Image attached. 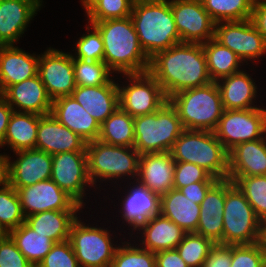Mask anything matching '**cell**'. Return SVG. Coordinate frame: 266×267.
<instances>
[{
    "instance_id": "ac0fdd59",
    "label": "cell",
    "mask_w": 266,
    "mask_h": 267,
    "mask_svg": "<svg viewBox=\"0 0 266 267\" xmlns=\"http://www.w3.org/2000/svg\"><path fill=\"white\" fill-rule=\"evenodd\" d=\"M123 185L125 187L122 193L126 191V194L120 197L122 201L119 205L122 208L120 211L118 209V212L121 213L120 217L123 220L121 223L130 228L127 230H132L130 233L128 232L129 236H132L133 232H136L147 220L160 214V196L137 181L129 183L127 181V185L125 182Z\"/></svg>"
},
{
    "instance_id": "6f0895ef",
    "label": "cell",
    "mask_w": 266,
    "mask_h": 267,
    "mask_svg": "<svg viewBox=\"0 0 266 267\" xmlns=\"http://www.w3.org/2000/svg\"><path fill=\"white\" fill-rule=\"evenodd\" d=\"M255 3H263V4H266V0H255Z\"/></svg>"
},
{
    "instance_id": "8fae6325",
    "label": "cell",
    "mask_w": 266,
    "mask_h": 267,
    "mask_svg": "<svg viewBox=\"0 0 266 267\" xmlns=\"http://www.w3.org/2000/svg\"><path fill=\"white\" fill-rule=\"evenodd\" d=\"M266 107L224 110L214 130L217 139L230 151L237 144L266 135Z\"/></svg>"
},
{
    "instance_id": "f907efd6",
    "label": "cell",
    "mask_w": 266,
    "mask_h": 267,
    "mask_svg": "<svg viewBox=\"0 0 266 267\" xmlns=\"http://www.w3.org/2000/svg\"><path fill=\"white\" fill-rule=\"evenodd\" d=\"M156 267H189L175 249L162 250L155 253Z\"/></svg>"
},
{
    "instance_id": "ab89813d",
    "label": "cell",
    "mask_w": 266,
    "mask_h": 267,
    "mask_svg": "<svg viewBox=\"0 0 266 267\" xmlns=\"http://www.w3.org/2000/svg\"><path fill=\"white\" fill-rule=\"evenodd\" d=\"M214 245L211 239L202 235L186 233L176 250L189 267H203L204 260Z\"/></svg>"
},
{
    "instance_id": "681fc988",
    "label": "cell",
    "mask_w": 266,
    "mask_h": 267,
    "mask_svg": "<svg viewBox=\"0 0 266 267\" xmlns=\"http://www.w3.org/2000/svg\"><path fill=\"white\" fill-rule=\"evenodd\" d=\"M216 182H195L191 183L185 187H181L178 190L186 196V198L193 200L196 204H201L205 198L207 191Z\"/></svg>"
},
{
    "instance_id": "60d3db41",
    "label": "cell",
    "mask_w": 266,
    "mask_h": 267,
    "mask_svg": "<svg viewBox=\"0 0 266 267\" xmlns=\"http://www.w3.org/2000/svg\"><path fill=\"white\" fill-rule=\"evenodd\" d=\"M74 75L77 86H100L114 77L104 62L81 59H74Z\"/></svg>"
},
{
    "instance_id": "b9f144b4",
    "label": "cell",
    "mask_w": 266,
    "mask_h": 267,
    "mask_svg": "<svg viewBox=\"0 0 266 267\" xmlns=\"http://www.w3.org/2000/svg\"><path fill=\"white\" fill-rule=\"evenodd\" d=\"M87 32L75 42L73 59L101 61L104 58V45L99 31L90 23L85 26Z\"/></svg>"
},
{
    "instance_id": "603a6c76",
    "label": "cell",
    "mask_w": 266,
    "mask_h": 267,
    "mask_svg": "<svg viewBox=\"0 0 266 267\" xmlns=\"http://www.w3.org/2000/svg\"><path fill=\"white\" fill-rule=\"evenodd\" d=\"M39 54L16 45L0 46V94L9 86L38 75Z\"/></svg>"
},
{
    "instance_id": "d6986e66",
    "label": "cell",
    "mask_w": 266,
    "mask_h": 267,
    "mask_svg": "<svg viewBox=\"0 0 266 267\" xmlns=\"http://www.w3.org/2000/svg\"><path fill=\"white\" fill-rule=\"evenodd\" d=\"M43 3V0H0V45H16Z\"/></svg>"
},
{
    "instance_id": "bcb514c9",
    "label": "cell",
    "mask_w": 266,
    "mask_h": 267,
    "mask_svg": "<svg viewBox=\"0 0 266 267\" xmlns=\"http://www.w3.org/2000/svg\"><path fill=\"white\" fill-rule=\"evenodd\" d=\"M37 267H80L69 240L55 243Z\"/></svg>"
},
{
    "instance_id": "7bdbcfd3",
    "label": "cell",
    "mask_w": 266,
    "mask_h": 267,
    "mask_svg": "<svg viewBox=\"0 0 266 267\" xmlns=\"http://www.w3.org/2000/svg\"><path fill=\"white\" fill-rule=\"evenodd\" d=\"M135 0H99L87 13V22L130 17Z\"/></svg>"
},
{
    "instance_id": "6da1fadb",
    "label": "cell",
    "mask_w": 266,
    "mask_h": 267,
    "mask_svg": "<svg viewBox=\"0 0 266 267\" xmlns=\"http://www.w3.org/2000/svg\"><path fill=\"white\" fill-rule=\"evenodd\" d=\"M148 72L161 85L165 96L212 82L203 45L179 43L150 58Z\"/></svg>"
},
{
    "instance_id": "d4e9b609",
    "label": "cell",
    "mask_w": 266,
    "mask_h": 267,
    "mask_svg": "<svg viewBox=\"0 0 266 267\" xmlns=\"http://www.w3.org/2000/svg\"><path fill=\"white\" fill-rule=\"evenodd\" d=\"M115 76L104 85L76 86L72 96L101 125L119 107L118 81Z\"/></svg>"
},
{
    "instance_id": "f1b7e54d",
    "label": "cell",
    "mask_w": 266,
    "mask_h": 267,
    "mask_svg": "<svg viewBox=\"0 0 266 267\" xmlns=\"http://www.w3.org/2000/svg\"><path fill=\"white\" fill-rule=\"evenodd\" d=\"M228 176L266 175V135L228 151Z\"/></svg>"
},
{
    "instance_id": "f5cc1de1",
    "label": "cell",
    "mask_w": 266,
    "mask_h": 267,
    "mask_svg": "<svg viewBox=\"0 0 266 267\" xmlns=\"http://www.w3.org/2000/svg\"><path fill=\"white\" fill-rule=\"evenodd\" d=\"M13 111L12 107L0 95V143L5 137L7 126Z\"/></svg>"
},
{
    "instance_id": "11a10c76",
    "label": "cell",
    "mask_w": 266,
    "mask_h": 267,
    "mask_svg": "<svg viewBox=\"0 0 266 267\" xmlns=\"http://www.w3.org/2000/svg\"><path fill=\"white\" fill-rule=\"evenodd\" d=\"M81 6H83V9L85 10V13H87L99 0H80Z\"/></svg>"
},
{
    "instance_id": "44dd1931",
    "label": "cell",
    "mask_w": 266,
    "mask_h": 267,
    "mask_svg": "<svg viewBox=\"0 0 266 267\" xmlns=\"http://www.w3.org/2000/svg\"><path fill=\"white\" fill-rule=\"evenodd\" d=\"M1 96L16 112L51 114L52 100L39 75L9 86Z\"/></svg>"
},
{
    "instance_id": "74e56055",
    "label": "cell",
    "mask_w": 266,
    "mask_h": 267,
    "mask_svg": "<svg viewBox=\"0 0 266 267\" xmlns=\"http://www.w3.org/2000/svg\"><path fill=\"white\" fill-rule=\"evenodd\" d=\"M121 243L120 245L119 242L110 267H156L154 252L145 250L132 239Z\"/></svg>"
},
{
    "instance_id": "ba28073f",
    "label": "cell",
    "mask_w": 266,
    "mask_h": 267,
    "mask_svg": "<svg viewBox=\"0 0 266 267\" xmlns=\"http://www.w3.org/2000/svg\"><path fill=\"white\" fill-rule=\"evenodd\" d=\"M184 130L177 110L167 101L154 113L134 117V148L140 154L170 152Z\"/></svg>"
},
{
    "instance_id": "8992f818",
    "label": "cell",
    "mask_w": 266,
    "mask_h": 267,
    "mask_svg": "<svg viewBox=\"0 0 266 267\" xmlns=\"http://www.w3.org/2000/svg\"><path fill=\"white\" fill-rule=\"evenodd\" d=\"M170 153L175 162L194 163L218 180L228 179V151L214 131L185 129Z\"/></svg>"
},
{
    "instance_id": "cb8c5ba5",
    "label": "cell",
    "mask_w": 266,
    "mask_h": 267,
    "mask_svg": "<svg viewBox=\"0 0 266 267\" xmlns=\"http://www.w3.org/2000/svg\"><path fill=\"white\" fill-rule=\"evenodd\" d=\"M51 114L86 143L98 140L101 125L72 95L52 101Z\"/></svg>"
},
{
    "instance_id": "5b68a950",
    "label": "cell",
    "mask_w": 266,
    "mask_h": 267,
    "mask_svg": "<svg viewBox=\"0 0 266 267\" xmlns=\"http://www.w3.org/2000/svg\"><path fill=\"white\" fill-rule=\"evenodd\" d=\"M168 101L177 110L186 130L214 131L224 111L219 87L213 81L180 91Z\"/></svg>"
},
{
    "instance_id": "7402d4cb",
    "label": "cell",
    "mask_w": 266,
    "mask_h": 267,
    "mask_svg": "<svg viewBox=\"0 0 266 267\" xmlns=\"http://www.w3.org/2000/svg\"><path fill=\"white\" fill-rule=\"evenodd\" d=\"M36 149L55 155L63 152L86 151V142L52 114L43 115L38 124Z\"/></svg>"
},
{
    "instance_id": "277c9868",
    "label": "cell",
    "mask_w": 266,
    "mask_h": 267,
    "mask_svg": "<svg viewBox=\"0 0 266 267\" xmlns=\"http://www.w3.org/2000/svg\"><path fill=\"white\" fill-rule=\"evenodd\" d=\"M86 152L89 178L96 189L100 190L101 182L117 184V180L119 183L121 179L122 183L136 181L140 153L134 147L109 145L95 140L86 143Z\"/></svg>"
},
{
    "instance_id": "7a4b0ae2",
    "label": "cell",
    "mask_w": 266,
    "mask_h": 267,
    "mask_svg": "<svg viewBox=\"0 0 266 267\" xmlns=\"http://www.w3.org/2000/svg\"><path fill=\"white\" fill-rule=\"evenodd\" d=\"M88 23L99 31L104 45L103 62L114 75L148 72L150 59L140 46L131 17Z\"/></svg>"
},
{
    "instance_id": "83f0119b",
    "label": "cell",
    "mask_w": 266,
    "mask_h": 267,
    "mask_svg": "<svg viewBox=\"0 0 266 267\" xmlns=\"http://www.w3.org/2000/svg\"><path fill=\"white\" fill-rule=\"evenodd\" d=\"M244 70L216 82L221 93L224 110H246L261 107L255 105L256 99L259 97L256 80L246 72L247 70Z\"/></svg>"
},
{
    "instance_id": "e575fe53",
    "label": "cell",
    "mask_w": 266,
    "mask_h": 267,
    "mask_svg": "<svg viewBox=\"0 0 266 267\" xmlns=\"http://www.w3.org/2000/svg\"><path fill=\"white\" fill-rule=\"evenodd\" d=\"M98 140L109 145L134 147V117L119 107L101 124Z\"/></svg>"
},
{
    "instance_id": "db71d44e",
    "label": "cell",
    "mask_w": 266,
    "mask_h": 267,
    "mask_svg": "<svg viewBox=\"0 0 266 267\" xmlns=\"http://www.w3.org/2000/svg\"><path fill=\"white\" fill-rule=\"evenodd\" d=\"M6 181V156L0 153V186H2Z\"/></svg>"
},
{
    "instance_id": "c3c4849f",
    "label": "cell",
    "mask_w": 266,
    "mask_h": 267,
    "mask_svg": "<svg viewBox=\"0 0 266 267\" xmlns=\"http://www.w3.org/2000/svg\"><path fill=\"white\" fill-rule=\"evenodd\" d=\"M203 267H231V245L215 244L204 260Z\"/></svg>"
},
{
    "instance_id": "816d5d0a",
    "label": "cell",
    "mask_w": 266,
    "mask_h": 267,
    "mask_svg": "<svg viewBox=\"0 0 266 267\" xmlns=\"http://www.w3.org/2000/svg\"><path fill=\"white\" fill-rule=\"evenodd\" d=\"M251 19L266 41V4L254 3Z\"/></svg>"
},
{
    "instance_id": "4316f807",
    "label": "cell",
    "mask_w": 266,
    "mask_h": 267,
    "mask_svg": "<svg viewBox=\"0 0 266 267\" xmlns=\"http://www.w3.org/2000/svg\"><path fill=\"white\" fill-rule=\"evenodd\" d=\"M225 205V179L218 180L200 204L196 234L223 244V213Z\"/></svg>"
},
{
    "instance_id": "8d00e7d4",
    "label": "cell",
    "mask_w": 266,
    "mask_h": 267,
    "mask_svg": "<svg viewBox=\"0 0 266 267\" xmlns=\"http://www.w3.org/2000/svg\"><path fill=\"white\" fill-rule=\"evenodd\" d=\"M244 194L257 218L266 226V175L228 176Z\"/></svg>"
},
{
    "instance_id": "7dc6e473",
    "label": "cell",
    "mask_w": 266,
    "mask_h": 267,
    "mask_svg": "<svg viewBox=\"0 0 266 267\" xmlns=\"http://www.w3.org/2000/svg\"><path fill=\"white\" fill-rule=\"evenodd\" d=\"M0 267H34L8 235L0 242Z\"/></svg>"
},
{
    "instance_id": "e0dca14e",
    "label": "cell",
    "mask_w": 266,
    "mask_h": 267,
    "mask_svg": "<svg viewBox=\"0 0 266 267\" xmlns=\"http://www.w3.org/2000/svg\"><path fill=\"white\" fill-rule=\"evenodd\" d=\"M6 156L7 182L14 188H23L34 185L40 181L51 178L52 155L39 149H29L11 154L3 152ZM12 160V161H11Z\"/></svg>"
},
{
    "instance_id": "d590c367",
    "label": "cell",
    "mask_w": 266,
    "mask_h": 267,
    "mask_svg": "<svg viewBox=\"0 0 266 267\" xmlns=\"http://www.w3.org/2000/svg\"><path fill=\"white\" fill-rule=\"evenodd\" d=\"M215 23L252 18L255 0H201Z\"/></svg>"
},
{
    "instance_id": "2e32d148",
    "label": "cell",
    "mask_w": 266,
    "mask_h": 267,
    "mask_svg": "<svg viewBox=\"0 0 266 267\" xmlns=\"http://www.w3.org/2000/svg\"><path fill=\"white\" fill-rule=\"evenodd\" d=\"M24 217L49 210L84 209L53 180L47 179L34 185L15 188Z\"/></svg>"
},
{
    "instance_id": "f6af8a7d",
    "label": "cell",
    "mask_w": 266,
    "mask_h": 267,
    "mask_svg": "<svg viewBox=\"0 0 266 267\" xmlns=\"http://www.w3.org/2000/svg\"><path fill=\"white\" fill-rule=\"evenodd\" d=\"M200 166L189 162H176L174 168V189L178 190L195 182H217Z\"/></svg>"
},
{
    "instance_id": "9a60e30c",
    "label": "cell",
    "mask_w": 266,
    "mask_h": 267,
    "mask_svg": "<svg viewBox=\"0 0 266 267\" xmlns=\"http://www.w3.org/2000/svg\"><path fill=\"white\" fill-rule=\"evenodd\" d=\"M181 43H206L214 38L215 22L201 0H170Z\"/></svg>"
},
{
    "instance_id": "f35d334b",
    "label": "cell",
    "mask_w": 266,
    "mask_h": 267,
    "mask_svg": "<svg viewBox=\"0 0 266 267\" xmlns=\"http://www.w3.org/2000/svg\"><path fill=\"white\" fill-rule=\"evenodd\" d=\"M25 222L17 191L7 181L0 186V224L12 231Z\"/></svg>"
},
{
    "instance_id": "7c38bea8",
    "label": "cell",
    "mask_w": 266,
    "mask_h": 267,
    "mask_svg": "<svg viewBox=\"0 0 266 267\" xmlns=\"http://www.w3.org/2000/svg\"><path fill=\"white\" fill-rule=\"evenodd\" d=\"M214 39L228 47L246 65L256 63L266 54V41L252 19L215 23Z\"/></svg>"
},
{
    "instance_id": "9f6ffc18",
    "label": "cell",
    "mask_w": 266,
    "mask_h": 267,
    "mask_svg": "<svg viewBox=\"0 0 266 267\" xmlns=\"http://www.w3.org/2000/svg\"><path fill=\"white\" fill-rule=\"evenodd\" d=\"M8 235L9 232L0 224V242L3 241Z\"/></svg>"
},
{
    "instance_id": "4dcf8cb0",
    "label": "cell",
    "mask_w": 266,
    "mask_h": 267,
    "mask_svg": "<svg viewBox=\"0 0 266 267\" xmlns=\"http://www.w3.org/2000/svg\"><path fill=\"white\" fill-rule=\"evenodd\" d=\"M160 214L181 227L186 233H195L200 216V205L172 189L160 196Z\"/></svg>"
},
{
    "instance_id": "9c48e42d",
    "label": "cell",
    "mask_w": 266,
    "mask_h": 267,
    "mask_svg": "<svg viewBox=\"0 0 266 267\" xmlns=\"http://www.w3.org/2000/svg\"><path fill=\"white\" fill-rule=\"evenodd\" d=\"M80 217L73 222L68 239L80 267H110L118 247L112 230L86 224Z\"/></svg>"
},
{
    "instance_id": "30bf717a",
    "label": "cell",
    "mask_w": 266,
    "mask_h": 267,
    "mask_svg": "<svg viewBox=\"0 0 266 267\" xmlns=\"http://www.w3.org/2000/svg\"><path fill=\"white\" fill-rule=\"evenodd\" d=\"M119 78L127 79L120 82L122 85L117 84L119 105L132 117L154 113L168 101L161 85L149 72L121 74Z\"/></svg>"
},
{
    "instance_id": "ffe728a7",
    "label": "cell",
    "mask_w": 266,
    "mask_h": 267,
    "mask_svg": "<svg viewBox=\"0 0 266 267\" xmlns=\"http://www.w3.org/2000/svg\"><path fill=\"white\" fill-rule=\"evenodd\" d=\"M175 160L170 152L140 154L136 181L162 196L174 189Z\"/></svg>"
},
{
    "instance_id": "d6a6232c",
    "label": "cell",
    "mask_w": 266,
    "mask_h": 267,
    "mask_svg": "<svg viewBox=\"0 0 266 267\" xmlns=\"http://www.w3.org/2000/svg\"><path fill=\"white\" fill-rule=\"evenodd\" d=\"M202 45L206 55L208 73L213 82L241 71V66L245 65L234 52L214 38Z\"/></svg>"
},
{
    "instance_id": "f546056e",
    "label": "cell",
    "mask_w": 266,
    "mask_h": 267,
    "mask_svg": "<svg viewBox=\"0 0 266 267\" xmlns=\"http://www.w3.org/2000/svg\"><path fill=\"white\" fill-rule=\"evenodd\" d=\"M80 212L83 210L44 211L25 217V223L37 233L58 243L69 239L71 226Z\"/></svg>"
},
{
    "instance_id": "1f68e13d",
    "label": "cell",
    "mask_w": 266,
    "mask_h": 267,
    "mask_svg": "<svg viewBox=\"0 0 266 267\" xmlns=\"http://www.w3.org/2000/svg\"><path fill=\"white\" fill-rule=\"evenodd\" d=\"M42 116L34 113L13 111L5 137L0 148L5 146L13 153L21 150L34 149L37 141L39 120ZM3 147V148H2Z\"/></svg>"
},
{
    "instance_id": "ee69618b",
    "label": "cell",
    "mask_w": 266,
    "mask_h": 267,
    "mask_svg": "<svg viewBox=\"0 0 266 267\" xmlns=\"http://www.w3.org/2000/svg\"><path fill=\"white\" fill-rule=\"evenodd\" d=\"M231 267H266V241L231 245Z\"/></svg>"
},
{
    "instance_id": "836d02e7",
    "label": "cell",
    "mask_w": 266,
    "mask_h": 267,
    "mask_svg": "<svg viewBox=\"0 0 266 267\" xmlns=\"http://www.w3.org/2000/svg\"><path fill=\"white\" fill-rule=\"evenodd\" d=\"M9 236L34 267H37L55 244L50 238L34 231L25 222L10 231Z\"/></svg>"
},
{
    "instance_id": "5bb4252c",
    "label": "cell",
    "mask_w": 266,
    "mask_h": 267,
    "mask_svg": "<svg viewBox=\"0 0 266 267\" xmlns=\"http://www.w3.org/2000/svg\"><path fill=\"white\" fill-rule=\"evenodd\" d=\"M71 52L48 47L39 54L38 75L52 101L72 95L77 86Z\"/></svg>"
},
{
    "instance_id": "4fadbf2b",
    "label": "cell",
    "mask_w": 266,
    "mask_h": 267,
    "mask_svg": "<svg viewBox=\"0 0 266 267\" xmlns=\"http://www.w3.org/2000/svg\"><path fill=\"white\" fill-rule=\"evenodd\" d=\"M53 180L62 190L85 208L83 199H88L86 191L93 186L88 174L86 151L63 152L52 155ZM86 196V197H85Z\"/></svg>"
},
{
    "instance_id": "52a82bcc",
    "label": "cell",
    "mask_w": 266,
    "mask_h": 267,
    "mask_svg": "<svg viewBox=\"0 0 266 267\" xmlns=\"http://www.w3.org/2000/svg\"><path fill=\"white\" fill-rule=\"evenodd\" d=\"M263 240L264 224L239 188L230 179H225L223 244L250 245Z\"/></svg>"
},
{
    "instance_id": "3957f363",
    "label": "cell",
    "mask_w": 266,
    "mask_h": 267,
    "mask_svg": "<svg viewBox=\"0 0 266 267\" xmlns=\"http://www.w3.org/2000/svg\"><path fill=\"white\" fill-rule=\"evenodd\" d=\"M130 17L149 59L181 43L170 0H135Z\"/></svg>"
},
{
    "instance_id": "484cf974",
    "label": "cell",
    "mask_w": 266,
    "mask_h": 267,
    "mask_svg": "<svg viewBox=\"0 0 266 267\" xmlns=\"http://www.w3.org/2000/svg\"><path fill=\"white\" fill-rule=\"evenodd\" d=\"M136 231L140 236L133 233L129 239L136 236L139 240L135 242L139 243L140 247L154 253L175 249L186 234L181 227L161 214L147 220Z\"/></svg>"
}]
</instances>
